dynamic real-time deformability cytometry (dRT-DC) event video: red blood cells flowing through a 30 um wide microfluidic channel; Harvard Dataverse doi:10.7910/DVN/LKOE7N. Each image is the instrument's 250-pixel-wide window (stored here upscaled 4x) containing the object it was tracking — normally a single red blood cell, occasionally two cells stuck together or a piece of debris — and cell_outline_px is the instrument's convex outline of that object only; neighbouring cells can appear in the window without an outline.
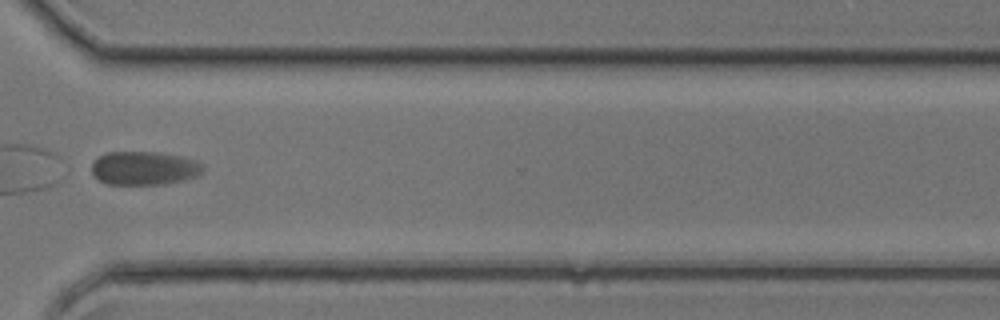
{"species": "common noctule bat (a hibernating species)", "species_latin": "Nyctalus noctula", "temperature_condition": "room temperature", "stored_images_in_passage": 34, "camera_frame_rate_fps": 3000, "um_per_image_px": 0.085, "animal": {"sex": "female", "body_mass_g": 17.0, "forearm_length_mm": 48.0}, "frame": {"image": 1, "passage_image": 25, "time_ms": 8.0, "image_size_px": [1000, 320], "cell_outline_px": [[204, 172], [196, 176], [184, 180], [164, 184], [108, 184], [100, 180], [92, 172], [92, 160], [108, 152], [156, 152], [180, 156], [196, 160], [204, 164]], "centroid_in_image_um": [12.29, 14.29], "position_along_channel_um": 358.3, "area_um2": 21.85}}